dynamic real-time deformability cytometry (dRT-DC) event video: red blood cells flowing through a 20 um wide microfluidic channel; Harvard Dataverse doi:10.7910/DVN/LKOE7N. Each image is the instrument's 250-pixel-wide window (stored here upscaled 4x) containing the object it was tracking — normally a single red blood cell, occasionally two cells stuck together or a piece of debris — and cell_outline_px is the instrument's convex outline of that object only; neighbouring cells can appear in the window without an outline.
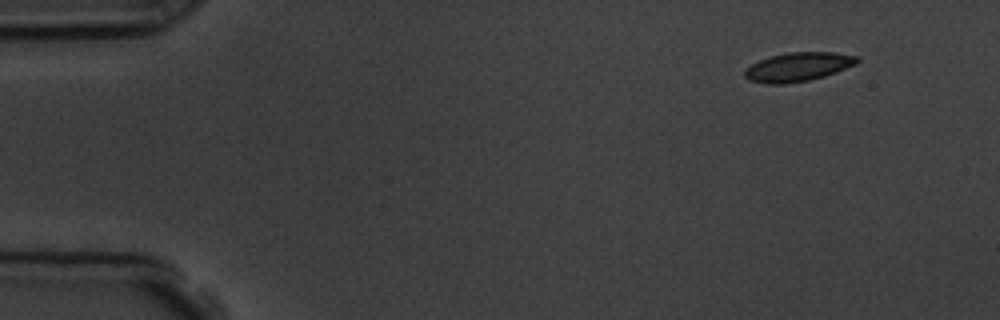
{"species": "common noctule bat (a hibernating species)", "species_latin": "Nyctalus noctula", "temperature_condition": "room temperature", "stored_images_in_passage": 5, "camera_frame_rate_fps": 3000, "um_per_image_px": 0.085, "animal": {"sex": "male", "body_mass_g": 19.5, "forearm_length_mm": 54.6}, "frame": {"image": 1, "passage_image": 1, "time_ms": 0.0, "image_size_px": [1000, 320], "cell_outline_px": [[860, 60], [856, 64], [836, 72], [824, 76], [808, 80], [784, 84], [764, 84], [748, 80], [744, 76], [744, 72], [752, 64], [760, 60], [772, 56], [788, 52], [832, 52], [860, 56]], "centroid_in_image_um": [67.85, 5.69], "position_along_channel_um": 17.1, "area_um2": 18.9}}
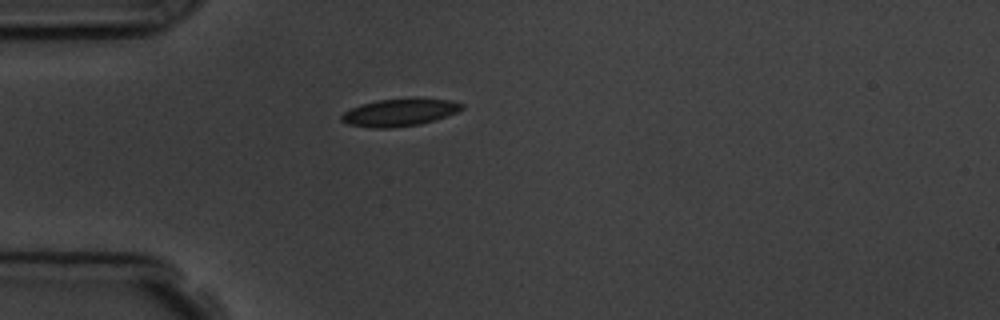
{"frame": {"image": 2, "passage_image": 4, "time_ms": 3.333, "image_size_px": [1000, 320], "cell_outline_px": [[464, 108], [456, 112], [420, 124], [392, 128], [376, 128], [348, 124], [340, 120], [340, 116], [344, 112], [352, 108], [376, 100], [408, 96], [412, 96], [452, 100], [464, 104]], "centroid_in_image_um": [33.99, 9.51], "position_along_channel_um": 51.0, "area_um2": 19.59}}